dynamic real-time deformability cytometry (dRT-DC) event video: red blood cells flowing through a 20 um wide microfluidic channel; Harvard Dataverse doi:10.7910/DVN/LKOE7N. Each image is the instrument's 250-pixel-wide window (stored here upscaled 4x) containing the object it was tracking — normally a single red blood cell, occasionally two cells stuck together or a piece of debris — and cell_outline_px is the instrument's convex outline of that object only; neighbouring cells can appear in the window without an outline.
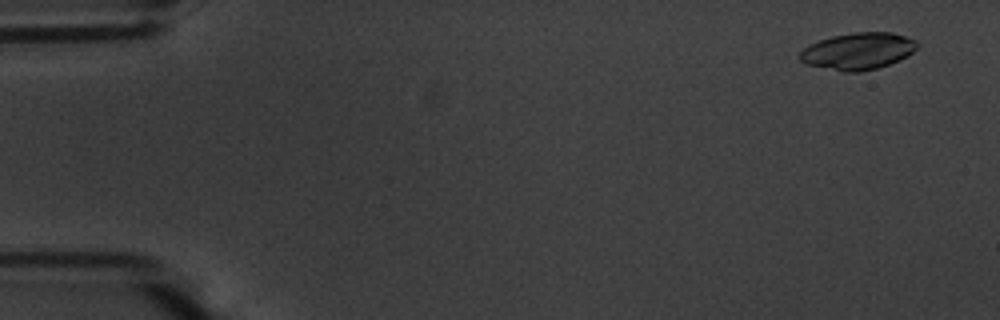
{"species": "common noctule bat (a hibernating species)", "species_latin": "Nyctalus noctula", "temperature_condition": "warm", "stored_images_in_passage": 56, "camera_frame_rate_fps": 3000, "um_per_image_px": 0.085, "animal": {"sex": "male", "body_mass_g": 20.1, "forearm_length_mm": 53.5}, "frame": {"image": 1, "passage_image": 3, "time_ms": 0.667, "image_size_px": [1000, 320], "cell_outline_px": [[920, 44], [908, 56], [900, 60], [876, 68], [860, 72], [844, 72], [804, 64], [796, 56], [808, 44], [832, 36], [852, 32], [892, 32], [916, 40]], "centroid_in_image_um": [72.9, 4.34], "position_along_channel_um": 12.1, "area_um2": 25.43}}
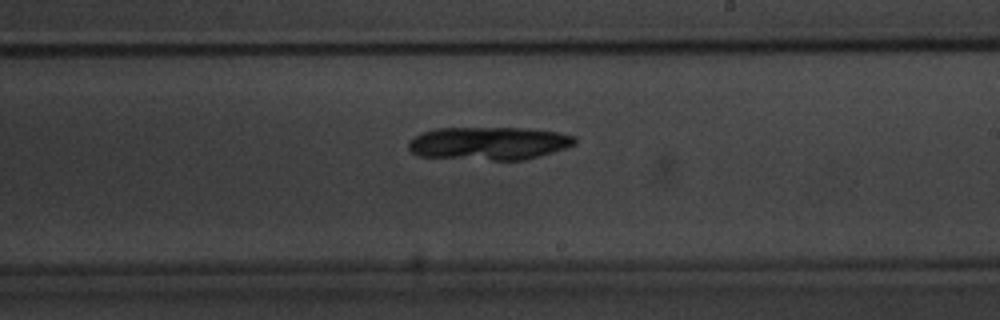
{"frame": {"image": 2, "passage_image": 33, "time_ms": 10.667, "image_size_px": [1000, 320], "cell_outline_px": [[576, 144], [552, 152], [524, 160], [492, 160], [416, 156], [408, 148], [408, 144], [416, 136], [424, 132], [436, 128], [524, 128], [556, 132], [576, 136]], "centroid_in_image_um": [41.56, 12.18], "position_along_channel_um": 247.4, "area_um2": 31.85}}
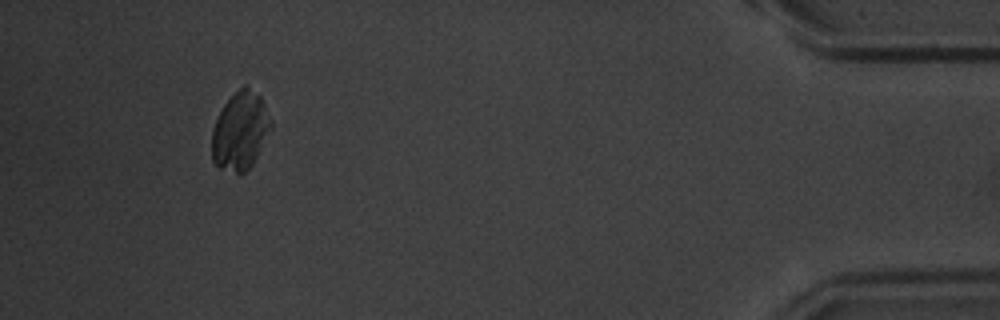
{"frame": {"image": 3, "passage_image": 52, "time_ms": 17.0, "image_size_px": [1000, 320], "cell_outline_px": [[272, 128], [252, 164], [244, 172], [236, 172], [220, 168], [212, 160], [212, 132], [216, 120], [224, 104], [244, 84], [260, 96], [272, 120]], "centroid_in_image_um": [20.43, 11.12], "position_along_channel_um": 414.8, "area_um2": 26.41}, "authors_computed_cell_mechanics": {"area_um2": 29.5069, "velocity_mm_per_s": 3.625, "shape_relaxation_time_tau1_ms": 3.5343, "shape_relaxation_time_tau2_ms": null, "deformation_change_tau1": 0.1697, "deformation_change_tau2": null}}